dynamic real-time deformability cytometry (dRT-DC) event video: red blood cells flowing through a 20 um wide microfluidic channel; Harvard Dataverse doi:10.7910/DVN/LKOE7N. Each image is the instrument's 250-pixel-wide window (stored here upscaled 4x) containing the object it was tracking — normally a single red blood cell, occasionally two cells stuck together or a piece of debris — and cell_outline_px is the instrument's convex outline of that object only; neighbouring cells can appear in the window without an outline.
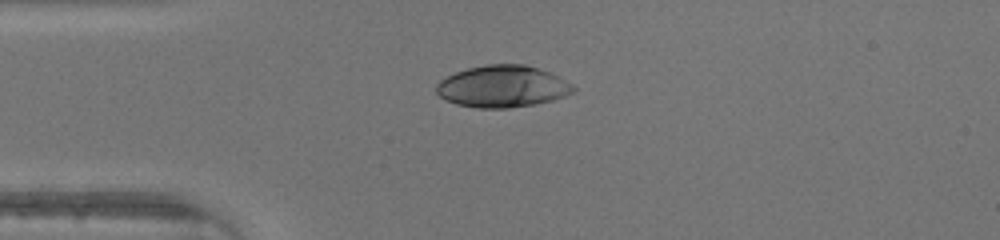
{"species": "human", "species_latin": "Homo sapiens", "temperature_condition": "warm", "stored_images_in_passage": 36, "camera_frame_rate_fps": 3000, "um_per_image_px": 0.085, "donor": {"sex": "male"}, "frame": {"image": 1, "passage_image": 1, "time_ms": 0.0, "image_size_px": [1000, 240], "cell_outline_px": [[576, 92], [552, 100], [536, 104], [508, 108], [476, 108], [456, 104], [440, 96], [436, 92], [436, 84], [440, 80], [456, 72], [468, 68], [488, 64], [524, 64], [548, 72], [572, 84], [576, 88]], "centroid_in_image_um": [42.71, 7.35], "position_along_channel_um": 42.3, "area_um2": 33.23}}
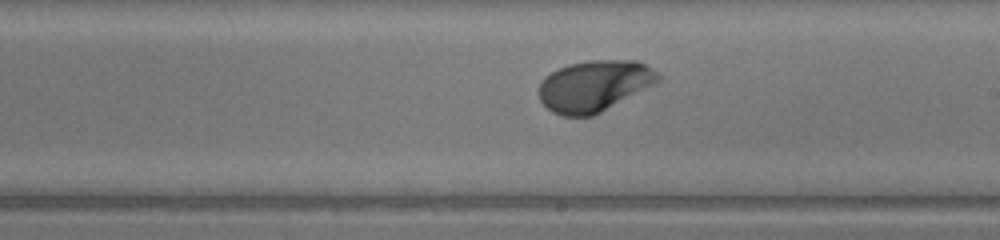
{"frame": {"image": 2, "passage_image": 16, "time_ms": 5.0, "image_size_px": [1000, 240], "cell_outline_px": [[660, 80], [656, 84], [592, 116], [564, 116], [552, 112], [540, 100], [540, 84], [544, 76], [568, 64], [588, 60], [636, 60], [652, 68], [660, 76]], "centroid_in_image_um": [50.53, 7.29], "position_along_channel_um": 238.5, "area_um2": 35.37}}
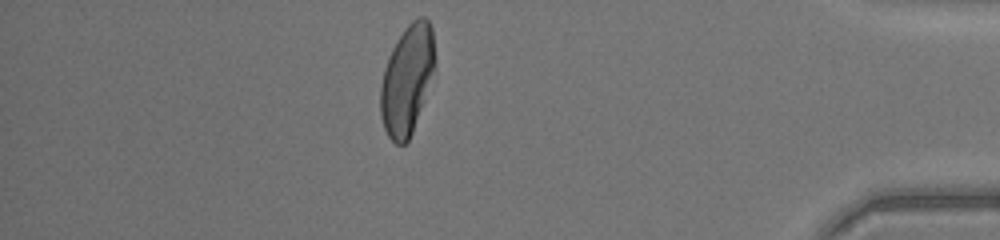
{"frame": {"image": 3, "passage_image": 30, "time_ms": 9.667, "image_size_px": [1000, 240], "cell_outline_px": [[432, 72], [424, 100], [412, 132], [408, 140], [404, 144], [396, 144], [388, 136], [384, 128], [380, 116], [380, 84], [384, 68], [388, 56], [396, 40], [404, 28], [416, 16], [424, 16], [428, 20], [432, 28]], "centroid_in_image_um": [34.54, 6.77], "position_along_channel_um": 400.7, "area_um2": 34.04}}